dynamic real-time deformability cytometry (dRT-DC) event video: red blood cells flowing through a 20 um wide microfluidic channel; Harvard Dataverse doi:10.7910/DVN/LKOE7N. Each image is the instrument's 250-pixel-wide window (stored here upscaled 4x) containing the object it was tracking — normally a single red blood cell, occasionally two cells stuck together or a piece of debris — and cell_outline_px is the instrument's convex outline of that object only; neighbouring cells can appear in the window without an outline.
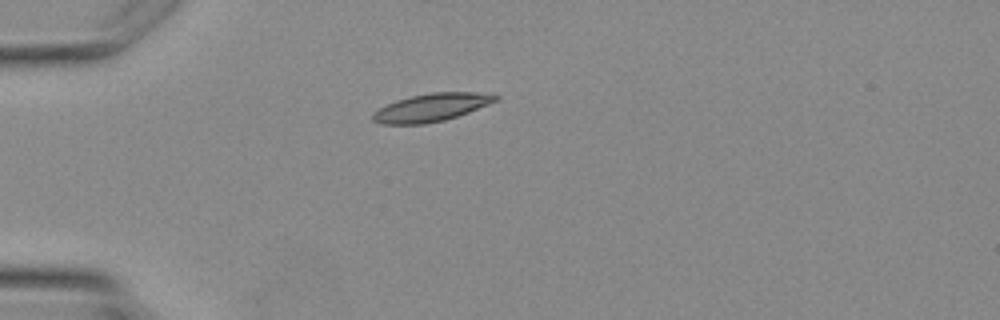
{"species": "Egyptian fruit bat (a non-hibernating species)", "species_latin": "Rousettus aegyptiacus", "temperature_condition": "warm", "stored_images_in_passage": 2, "camera_frame_rate_fps": 3000, "um_per_image_px": 0.085, "animal": {"sex": "female"}, "frame": {"image": 1, "passage_image": 2, "time_ms": 1.333, "image_size_px": [1000, 320], "cell_outline_px": [[500, 100], [468, 112], [444, 120], [424, 124], [380, 124], [372, 120], [372, 112], [396, 100], [412, 96], [432, 92], [476, 92], [500, 96]], "centroid_in_image_um": [36.67, 9.13], "position_along_channel_um": 48.3, "area_um2": 19.88}}